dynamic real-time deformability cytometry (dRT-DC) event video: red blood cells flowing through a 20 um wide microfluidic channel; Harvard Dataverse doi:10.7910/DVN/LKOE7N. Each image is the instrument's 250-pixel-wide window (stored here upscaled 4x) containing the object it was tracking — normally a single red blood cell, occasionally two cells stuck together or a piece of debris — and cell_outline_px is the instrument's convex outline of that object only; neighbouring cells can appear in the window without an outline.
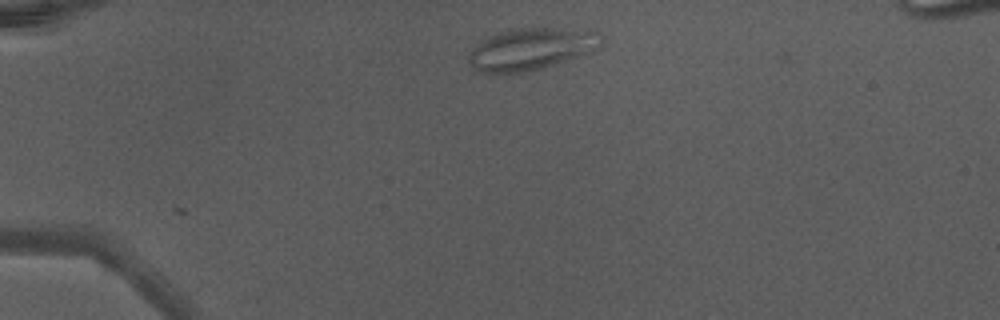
{"species": "Egyptian fruit bat (a non-hibernating species)", "species_latin": "Rousettus aegyptiacus", "temperature_condition": "warm", "stored_images_in_passage": 15, "camera_frame_rate_fps": 3000, "um_per_image_px": 0.085, "animal": {"sex": "male"}, "frame": {"image": 1, "passage_image": 1, "time_ms": 0.0, "image_size_px": [1000, 320], "cell_outline_px": [[588, 52], [540, 68], [524, 72], [492, 76], [476, 72], [468, 60], [468, 56], [472, 48], [488, 36], [512, 28], [552, 28], [572, 32], [588, 36]], "centroid_in_image_um": [44.65, 4.26], "position_along_channel_um": 40.3, "area_um2": 30.11}}